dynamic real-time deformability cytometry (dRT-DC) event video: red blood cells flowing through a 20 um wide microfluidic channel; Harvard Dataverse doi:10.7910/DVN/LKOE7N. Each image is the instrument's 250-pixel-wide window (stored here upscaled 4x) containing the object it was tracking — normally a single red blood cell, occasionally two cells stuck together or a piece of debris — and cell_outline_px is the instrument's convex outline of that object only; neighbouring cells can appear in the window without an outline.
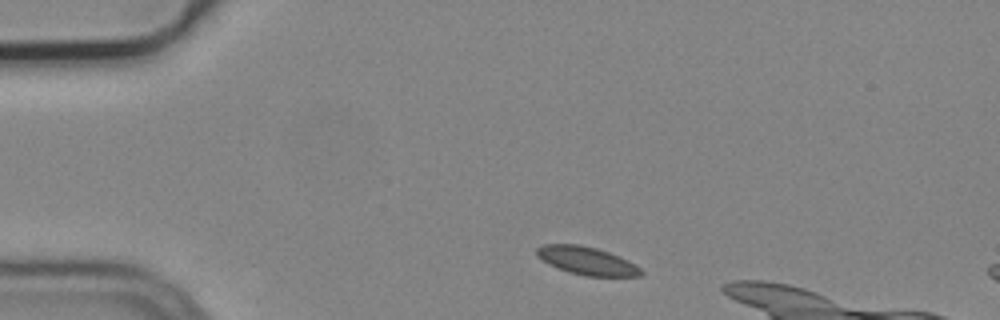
{"species": "common noctule bat (a hibernating species)", "species_latin": "Nyctalus noctula", "temperature_condition": "cold", "stored_images_in_passage": 4, "camera_frame_rate_fps": 3000, "um_per_image_px": 0.085, "animal": {"sex": "male", "body_mass_g": 19.2, "forearm_length_mm": 51.8}, "frame": {"image": 1, "passage_image": 1, "time_ms": 0.0, "image_size_px": [1000, 320], "cell_outline_px": [[644, 276], [588, 276], [568, 272], [548, 264], [536, 256], [536, 248], [544, 244], [580, 244], [596, 248], [608, 252], [628, 260], [636, 264], [644, 272]], "centroid_in_image_um": [49.88, 22.16], "position_along_channel_um": 35.1, "area_um2": 17.11}}
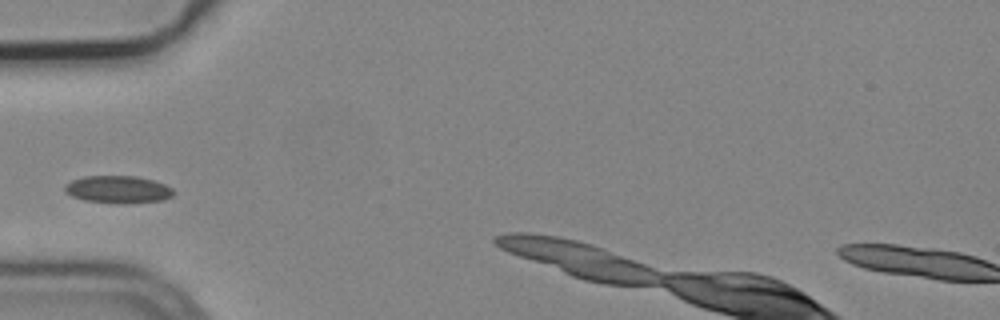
{"frame": {"image": 2, "passage_image": 3, "time_ms": 0.667, "image_size_px": [1000, 320], "cell_outline_px": [[176, 192], [172, 196], [164, 200], [124, 204], [84, 200], [72, 196], [64, 192], [64, 184], [72, 180], [84, 176], [136, 176], [152, 180], [164, 184], [172, 188]], "centroid_in_image_um": [10.03, 16.1], "position_along_channel_um": 75.0, "area_um2": 17.51}}